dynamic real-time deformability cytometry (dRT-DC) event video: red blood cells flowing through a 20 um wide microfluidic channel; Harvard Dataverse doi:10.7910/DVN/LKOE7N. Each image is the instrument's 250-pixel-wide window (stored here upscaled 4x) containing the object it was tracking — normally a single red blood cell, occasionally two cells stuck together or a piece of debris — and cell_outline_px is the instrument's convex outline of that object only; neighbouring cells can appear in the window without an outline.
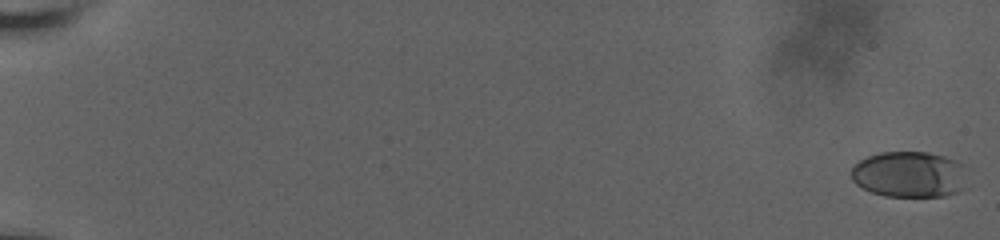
{"species": "human", "species_latin": "Homo sapiens", "temperature_condition": "room temperature", "stored_images_in_passage": 53, "camera_frame_rate_fps": 3000, "um_per_image_px": 0.085, "donor": {"sex": "male"}, "frame": {"image": 1, "passage_image": 1, "time_ms": 0.0, "image_size_px": [1000, 240], "cell_outline_px": [[968, 168], [964, 188], [956, 192], [944, 196], [884, 196], [872, 192], [856, 184], [852, 180], [852, 168], [860, 160], [868, 156], [880, 152], [928, 152], [944, 156], [964, 164]], "centroid_in_image_um": [77.34, 14.82], "position_along_channel_um": 7.7, "area_um2": 31.33}}
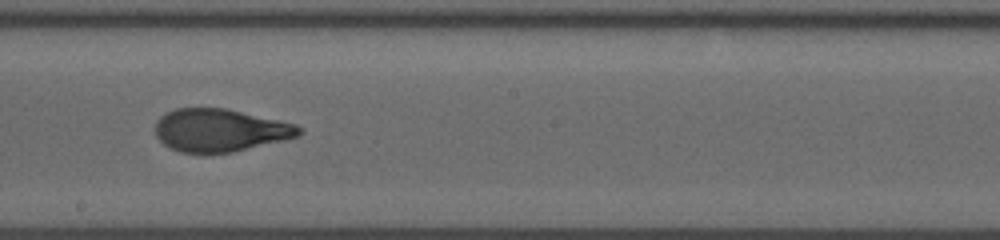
{"frame": {"image": 2, "passage_image": 34, "time_ms": 12.333, "image_size_px": [1000, 240], "cell_outline_px": [[304, 132], [300, 136], [284, 140], [232, 152], [204, 156], [200, 156], [180, 152], [168, 148], [156, 136], [156, 120], [164, 112], [176, 108], [224, 108], [280, 120], [296, 124], [304, 128]], "centroid_in_image_um": [18.69, 11.1], "position_along_channel_um": 229.5, "area_um2": 36.7}}
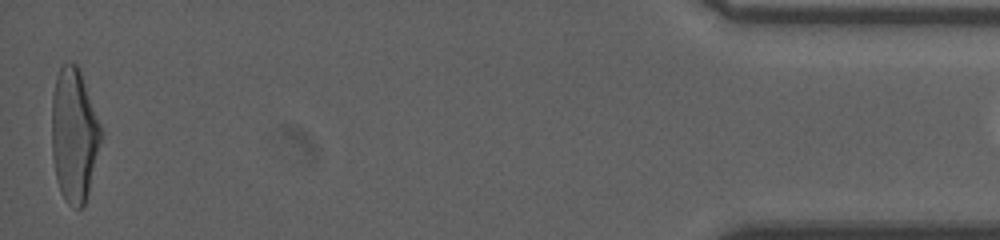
{"frame": {"image": 3, "passage_image": 53, "time_ms": 20.0, "image_size_px": [1000, 240], "cell_outline_px": [[100, 140], [88, 192], [84, 204], [80, 208], [76, 208], [68, 204], [64, 200], [60, 192], [56, 176], [52, 156], [52, 96], [56, 76], [60, 68], [68, 60], [76, 64], [80, 68], [100, 124]], "centroid_in_image_um": [6.27, 11.44], "position_along_channel_um": 428.9, "area_um2": 37.97}, "authors_computed_cell_mechanics": {"area_um2": 36.0094, "velocity_mm_per_s": 3.6613, "shape_relaxation_time_tau1_ms": 6.6345, "shape_relaxation_time_tau2_ms": 0.9134, "deformation_change_tau1": 0.2407, "deformation_change_tau2": 0.0695}}